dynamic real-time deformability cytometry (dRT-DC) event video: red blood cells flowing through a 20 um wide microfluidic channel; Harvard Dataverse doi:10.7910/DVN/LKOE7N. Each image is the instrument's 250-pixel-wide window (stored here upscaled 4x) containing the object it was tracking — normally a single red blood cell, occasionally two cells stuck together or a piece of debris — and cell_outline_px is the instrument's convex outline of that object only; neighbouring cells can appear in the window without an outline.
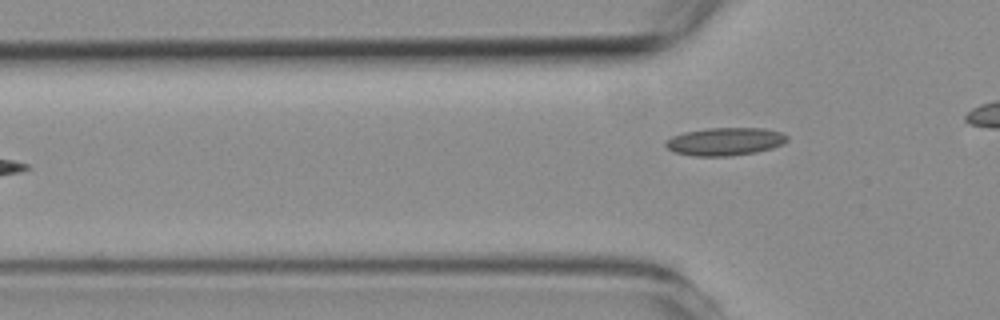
{"species": "common noctule bat (a hibernating species)", "species_latin": "Nyctalus noctula", "temperature_condition": "room temperature", "stored_images_in_passage": 5, "camera_frame_rate_fps": 3000, "um_per_image_px": 0.085, "animal": {"sex": "female", "body_mass_g": 19.3, "forearm_length_mm": 54.1}, "frame": {"image": 1, "passage_image": 5, "time_ms": 6.333, "image_size_px": [1000, 320], "cell_outline_px": [[788, 140], [784, 144], [772, 148], [756, 152], [728, 156], [692, 156], [672, 152], [664, 144], [672, 136], [684, 132], [708, 128], [764, 128], [780, 132], [788, 136]], "centroid_in_image_um": [61.63, 12.03], "position_along_channel_um": 64.2, "area_um2": 19.83}}